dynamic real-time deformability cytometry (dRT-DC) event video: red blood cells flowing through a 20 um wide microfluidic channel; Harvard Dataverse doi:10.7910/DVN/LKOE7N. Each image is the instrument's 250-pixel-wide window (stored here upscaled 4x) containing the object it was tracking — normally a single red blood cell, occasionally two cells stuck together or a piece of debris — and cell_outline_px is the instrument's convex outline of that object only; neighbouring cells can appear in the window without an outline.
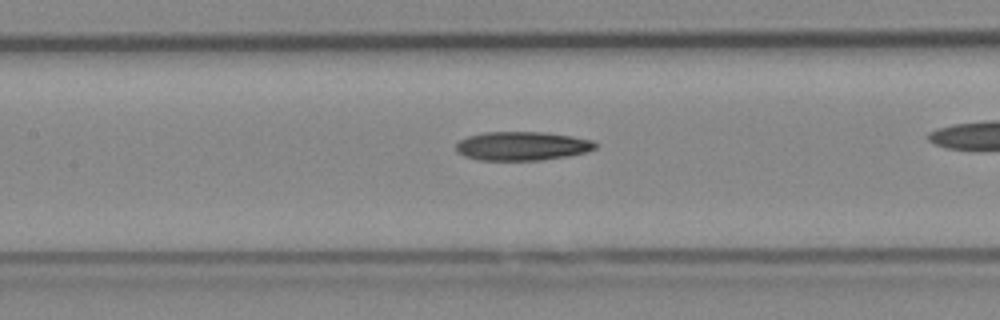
{"species": "Egyptian fruit bat (a non-hibernating species)", "species_latin": "Rousettus aegyptiacus", "temperature_condition": "cold", "stored_images_in_passage": 39, "camera_frame_rate_fps": 3000, "um_per_image_px": 0.085, "animal": {"sex": "female"}, "frame": {"image": 1, "passage_image": 23, "time_ms": 7.333, "image_size_px": [1000, 320], "cell_outline_px": [[596, 148], [584, 152], [568, 156], [540, 160], [480, 160], [464, 156], [456, 152], [456, 144], [460, 140], [468, 136], [484, 132], [548, 132], [572, 136], [592, 140], [596, 144]], "centroid_in_image_um": [44.36, 12.4], "position_along_channel_um": 163.0, "area_um2": 23.41}}